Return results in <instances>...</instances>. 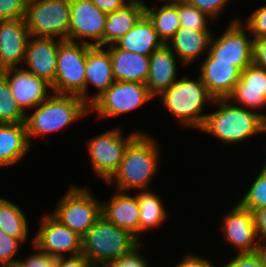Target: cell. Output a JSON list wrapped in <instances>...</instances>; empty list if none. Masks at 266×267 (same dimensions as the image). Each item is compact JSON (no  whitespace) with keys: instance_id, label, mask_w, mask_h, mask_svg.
Listing matches in <instances>:
<instances>
[{"instance_id":"1","label":"cell","mask_w":266,"mask_h":267,"mask_svg":"<svg viewBox=\"0 0 266 267\" xmlns=\"http://www.w3.org/2000/svg\"><path fill=\"white\" fill-rule=\"evenodd\" d=\"M211 106L217 110L207 113L199 130L223 143L239 144L255 134L266 132V114L237 106L228 98L215 99Z\"/></svg>"},{"instance_id":"2","label":"cell","mask_w":266,"mask_h":267,"mask_svg":"<svg viewBox=\"0 0 266 267\" xmlns=\"http://www.w3.org/2000/svg\"><path fill=\"white\" fill-rule=\"evenodd\" d=\"M155 138L143 131L128 145L124 158L113 176L106 182L115 184V190H149L159 168L160 150Z\"/></svg>"},{"instance_id":"3","label":"cell","mask_w":266,"mask_h":267,"mask_svg":"<svg viewBox=\"0 0 266 267\" xmlns=\"http://www.w3.org/2000/svg\"><path fill=\"white\" fill-rule=\"evenodd\" d=\"M158 96L163 107L177 118L178 125L198 130L207 116L203 114L204 104L211 106L215 100L200 76L196 80L183 76Z\"/></svg>"},{"instance_id":"4","label":"cell","mask_w":266,"mask_h":267,"mask_svg":"<svg viewBox=\"0 0 266 267\" xmlns=\"http://www.w3.org/2000/svg\"><path fill=\"white\" fill-rule=\"evenodd\" d=\"M26 114L28 140L32 137L55 133L90 113L89 105L76 95L53 93Z\"/></svg>"},{"instance_id":"5","label":"cell","mask_w":266,"mask_h":267,"mask_svg":"<svg viewBox=\"0 0 266 267\" xmlns=\"http://www.w3.org/2000/svg\"><path fill=\"white\" fill-rule=\"evenodd\" d=\"M140 241L103 215L82 237V253L95 267H104L131 252Z\"/></svg>"},{"instance_id":"6","label":"cell","mask_w":266,"mask_h":267,"mask_svg":"<svg viewBox=\"0 0 266 267\" xmlns=\"http://www.w3.org/2000/svg\"><path fill=\"white\" fill-rule=\"evenodd\" d=\"M24 19L30 36L68 40L70 0H27Z\"/></svg>"},{"instance_id":"7","label":"cell","mask_w":266,"mask_h":267,"mask_svg":"<svg viewBox=\"0 0 266 267\" xmlns=\"http://www.w3.org/2000/svg\"><path fill=\"white\" fill-rule=\"evenodd\" d=\"M91 45L62 40L52 92L80 96L85 101L86 54Z\"/></svg>"},{"instance_id":"8","label":"cell","mask_w":266,"mask_h":267,"mask_svg":"<svg viewBox=\"0 0 266 267\" xmlns=\"http://www.w3.org/2000/svg\"><path fill=\"white\" fill-rule=\"evenodd\" d=\"M89 188L72 185L51 213L63 225L83 237L102 215V202Z\"/></svg>"},{"instance_id":"9","label":"cell","mask_w":266,"mask_h":267,"mask_svg":"<svg viewBox=\"0 0 266 267\" xmlns=\"http://www.w3.org/2000/svg\"><path fill=\"white\" fill-rule=\"evenodd\" d=\"M138 130L125 138L116 127L87 141V152L91 166L102 181L107 182L119 168L128 145L140 134Z\"/></svg>"},{"instance_id":"10","label":"cell","mask_w":266,"mask_h":267,"mask_svg":"<svg viewBox=\"0 0 266 267\" xmlns=\"http://www.w3.org/2000/svg\"><path fill=\"white\" fill-rule=\"evenodd\" d=\"M146 84L138 82L115 81L90 106V114L98 117H116L131 112L153 99Z\"/></svg>"},{"instance_id":"11","label":"cell","mask_w":266,"mask_h":267,"mask_svg":"<svg viewBox=\"0 0 266 267\" xmlns=\"http://www.w3.org/2000/svg\"><path fill=\"white\" fill-rule=\"evenodd\" d=\"M242 22L235 17L218 38L213 33L209 53L217 61L234 62L243 71L253 64V38L248 37Z\"/></svg>"},{"instance_id":"12","label":"cell","mask_w":266,"mask_h":267,"mask_svg":"<svg viewBox=\"0 0 266 267\" xmlns=\"http://www.w3.org/2000/svg\"><path fill=\"white\" fill-rule=\"evenodd\" d=\"M39 222L40 228L32 239L33 245L39 250L56 258L82 253V237L52 214L43 215Z\"/></svg>"},{"instance_id":"13","label":"cell","mask_w":266,"mask_h":267,"mask_svg":"<svg viewBox=\"0 0 266 267\" xmlns=\"http://www.w3.org/2000/svg\"><path fill=\"white\" fill-rule=\"evenodd\" d=\"M107 13L92 0H70V26L68 41L103 47V34ZM83 38L91 39L88 41Z\"/></svg>"},{"instance_id":"14","label":"cell","mask_w":266,"mask_h":267,"mask_svg":"<svg viewBox=\"0 0 266 267\" xmlns=\"http://www.w3.org/2000/svg\"><path fill=\"white\" fill-rule=\"evenodd\" d=\"M0 73L8 80L12 97L25 114L52 94L48 92L52 91L51 84L31 74L23 67L7 68Z\"/></svg>"},{"instance_id":"15","label":"cell","mask_w":266,"mask_h":267,"mask_svg":"<svg viewBox=\"0 0 266 267\" xmlns=\"http://www.w3.org/2000/svg\"><path fill=\"white\" fill-rule=\"evenodd\" d=\"M227 213L221 225L225 240L237 248L239 254L256 252L258 239L253 213L238 202Z\"/></svg>"},{"instance_id":"16","label":"cell","mask_w":266,"mask_h":267,"mask_svg":"<svg viewBox=\"0 0 266 267\" xmlns=\"http://www.w3.org/2000/svg\"><path fill=\"white\" fill-rule=\"evenodd\" d=\"M61 39L30 36L26 45L24 66L28 72L49 84L55 80L57 54Z\"/></svg>"},{"instance_id":"17","label":"cell","mask_w":266,"mask_h":267,"mask_svg":"<svg viewBox=\"0 0 266 267\" xmlns=\"http://www.w3.org/2000/svg\"><path fill=\"white\" fill-rule=\"evenodd\" d=\"M241 74L242 70L234 62L217 61L209 52L200 64L199 76L215 99L228 98Z\"/></svg>"},{"instance_id":"18","label":"cell","mask_w":266,"mask_h":267,"mask_svg":"<svg viewBox=\"0 0 266 267\" xmlns=\"http://www.w3.org/2000/svg\"><path fill=\"white\" fill-rule=\"evenodd\" d=\"M29 37L24 18L0 21V72L24 62Z\"/></svg>"},{"instance_id":"19","label":"cell","mask_w":266,"mask_h":267,"mask_svg":"<svg viewBox=\"0 0 266 267\" xmlns=\"http://www.w3.org/2000/svg\"><path fill=\"white\" fill-rule=\"evenodd\" d=\"M228 99L246 109H264L266 106V69L254 64L242 71ZM238 103V104H237Z\"/></svg>"},{"instance_id":"20","label":"cell","mask_w":266,"mask_h":267,"mask_svg":"<svg viewBox=\"0 0 266 267\" xmlns=\"http://www.w3.org/2000/svg\"><path fill=\"white\" fill-rule=\"evenodd\" d=\"M114 82L109 50L101 46H91L86 54L85 102L90 106ZM90 84L98 90L94 95L87 93Z\"/></svg>"},{"instance_id":"21","label":"cell","mask_w":266,"mask_h":267,"mask_svg":"<svg viewBox=\"0 0 266 267\" xmlns=\"http://www.w3.org/2000/svg\"><path fill=\"white\" fill-rule=\"evenodd\" d=\"M117 191L109 201L102 202V215L120 229L126 230L139 240L140 206L135 196Z\"/></svg>"},{"instance_id":"22","label":"cell","mask_w":266,"mask_h":267,"mask_svg":"<svg viewBox=\"0 0 266 267\" xmlns=\"http://www.w3.org/2000/svg\"><path fill=\"white\" fill-rule=\"evenodd\" d=\"M177 59L167 44L149 56L150 68L145 84L154 97L169 89L178 80Z\"/></svg>"},{"instance_id":"23","label":"cell","mask_w":266,"mask_h":267,"mask_svg":"<svg viewBox=\"0 0 266 267\" xmlns=\"http://www.w3.org/2000/svg\"><path fill=\"white\" fill-rule=\"evenodd\" d=\"M115 81L146 83L149 74V56L120 49L116 44L107 46Z\"/></svg>"},{"instance_id":"24","label":"cell","mask_w":266,"mask_h":267,"mask_svg":"<svg viewBox=\"0 0 266 267\" xmlns=\"http://www.w3.org/2000/svg\"><path fill=\"white\" fill-rule=\"evenodd\" d=\"M212 31H197L180 27L167 46L178 57L183 67L192 64L198 56L209 52ZM170 43V44H169ZM172 44V45H171Z\"/></svg>"},{"instance_id":"25","label":"cell","mask_w":266,"mask_h":267,"mask_svg":"<svg viewBox=\"0 0 266 267\" xmlns=\"http://www.w3.org/2000/svg\"><path fill=\"white\" fill-rule=\"evenodd\" d=\"M120 49L150 56L164 45L153 23L144 14L122 38L115 43Z\"/></svg>"},{"instance_id":"26","label":"cell","mask_w":266,"mask_h":267,"mask_svg":"<svg viewBox=\"0 0 266 267\" xmlns=\"http://www.w3.org/2000/svg\"><path fill=\"white\" fill-rule=\"evenodd\" d=\"M144 14L145 6L142 0H132L126 6L108 13L103 34V47L115 44Z\"/></svg>"},{"instance_id":"27","label":"cell","mask_w":266,"mask_h":267,"mask_svg":"<svg viewBox=\"0 0 266 267\" xmlns=\"http://www.w3.org/2000/svg\"><path fill=\"white\" fill-rule=\"evenodd\" d=\"M30 147L25 124L0 123V167L15 165Z\"/></svg>"},{"instance_id":"28","label":"cell","mask_w":266,"mask_h":267,"mask_svg":"<svg viewBox=\"0 0 266 267\" xmlns=\"http://www.w3.org/2000/svg\"><path fill=\"white\" fill-rule=\"evenodd\" d=\"M136 198L140 206L139 241L141 242V234L146 230L160 227L166 219L167 212L158 194L150 190H140Z\"/></svg>"},{"instance_id":"29","label":"cell","mask_w":266,"mask_h":267,"mask_svg":"<svg viewBox=\"0 0 266 267\" xmlns=\"http://www.w3.org/2000/svg\"><path fill=\"white\" fill-rule=\"evenodd\" d=\"M28 219L24 211L14 202L0 197V229L22 243L28 237Z\"/></svg>"},{"instance_id":"30","label":"cell","mask_w":266,"mask_h":267,"mask_svg":"<svg viewBox=\"0 0 266 267\" xmlns=\"http://www.w3.org/2000/svg\"><path fill=\"white\" fill-rule=\"evenodd\" d=\"M143 3L145 6V15L153 23L159 38L164 44H167L181 27L177 6L175 4H164L160 8H149L144 1Z\"/></svg>"},{"instance_id":"31","label":"cell","mask_w":266,"mask_h":267,"mask_svg":"<svg viewBox=\"0 0 266 267\" xmlns=\"http://www.w3.org/2000/svg\"><path fill=\"white\" fill-rule=\"evenodd\" d=\"M26 114L12 97L8 80L0 73V123L25 124Z\"/></svg>"},{"instance_id":"32","label":"cell","mask_w":266,"mask_h":267,"mask_svg":"<svg viewBox=\"0 0 266 267\" xmlns=\"http://www.w3.org/2000/svg\"><path fill=\"white\" fill-rule=\"evenodd\" d=\"M178 9L180 26L197 31H211L208 25V19L212 21L208 14L200 11L187 0L175 4Z\"/></svg>"},{"instance_id":"33","label":"cell","mask_w":266,"mask_h":267,"mask_svg":"<svg viewBox=\"0 0 266 267\" xmlns=\"http://www.w3.org/2000/svg\"><path fill=\"white\" fill-rule=\"evenodd\" d=\"M242 207L253 212L266 207V162L250 188L238 202Z\"/></svg>"},{"instance_id":"34","label":"cell","mask_w":266,"mask_h":267,"mask_svg":"<svg viewBox=\"0 0 266 267\" xmlns=\"http://www.w3.org/2000/svg\"><path fill=\"white\" fill-rule=\"evenodd\" d=\"M23 244L19 239L11 237L0 229V267L17 265L19 257L14 259Z\"/></svg>"},{"instance_id":"35","label":"cell","mask_w":266,"mask_h":267,"mask_svg":"<svg viewBox=\"0 0 266 267\" xmlns=\"http://www.w3.org/2000/svg\"><path fill=\"white\" fill-rule=\"evenodd\" d=\"M244 22L247 32L253 35L251 36L253 39L266 37V5L252 12Z\"/></svg>"},{"instance_id":"36","label":"cell","mask_w":266,"mask_h":267,"mask_svg":"<svg viewBox=\"0 0 266 267\" xmlns=\"http://www.w3.org/2000/svg\"><path fill=\"white\" fill-rule=\"evenodd\" d=\"M27 0H0V21L24 18Z\"/></svg>"},{"instance_id":"37","label":"cell","mask_w":266,"mask_h":267,"mask_svg":"<svg viewBox=\"0 0 266 267\" xmlns=\"http://www.w3.org/2000/svg\"><path fill=\"white\" fill-rule=\"evenodd\" d=\"M32 246L36 252H33L30 256L28 255L24 258L25 260L20 258L17 262L18 267H55L56 257L46 254L34 245Z\"/></svg>"},{"instance_id":"38","label":"cell","mask_w":266,"mask_h":267,"mask_svg":"<svg viewBox=\"0 0 266 267\" xmlns=\"http://www.w3.org/2000/svg\"><path fill=\"white\" fill-rule=\"evenodd\" d=\"M140 244L123 257L112 261L104 267H150L148 260L140 255Z\"/></svg>"},{"instance_id":"39","label":"cell","mask_w":266,"mask_h":267,"mask_svg":"<svg viewBox=\"0 0 266 267\" xmlns=\"http://www.w3.org/2000/svg\"><path fill=\"white\" fill-rule=\"evenodd\" d=\"M193 6L197 7L200 11L208 14L211 18L216 19L221 15L226 4L230 0H187Z\"/></svg>"},{"instance_id":"40","label":"cell","mask_w":266,"mask_h":267,"mask_svg":"<svg viewBox=\"0 0 266 267\" xmlns=\"http://www.w3.org/2000/svg\"><path fill=\"white\" fill-rule=\"evenodd\" d=\"M224 267H265L259 256L254 253L237 254Z\"/></svg>"},{"instance_id":"41","label":"cell","mask_w":266,"mask_h":267,"mask_svg":"<svg viewBox=\"0 0 266 267\" xmlns=\"http://www.w3.org/2000/svg\"><path fill=\"white\" fill-rule=\"evenodd\" d=\"M55 267H95L83 254L56 258Z\"/></svg>"},{"instance_id":"42","label":"cell","mask_w":266,"mask_h":267,"mask_svg":"<svg viewBox=\"0 0 266 267\" xmlns=\"http://www.w3.org/2000/svg\"><path fill=\"white\" fill-rule=\"evenodd\" d=\"M253 64L266 69V37L253 39Z\"/></svg>"},{"instance_id":"43","label":"cell","mask_w":266,"mask_h":267,"mask_svg":"<svg viewBox=\"0 0 266 267\" xmlns=\"http://www.w3.org/2000/svg\"><path fill=\"white\" fill-rule=\"evenodd\" d=\"M252 213L257 239L266 240V207L256 209Z\"/></svg>"},{"instance_id":"44","label":"cell","mask_w":266,"mask_h":267,"mask_svg":"<svg viewBox=\"0 0 266 267\" xmlns=\"http://www.w3.org/2000/svg\"><path fill=\"white\" fill-rule=\"evenodd\" d=\"M186 255L187 256L183 257V259L173 267H214L212 264L213 261L211 262L209 259L194 254Z\"/></svg>"},{"instance_id":"45","label":"cell","mask_w":266,"mask_h":267,"mask_svg":"<svg viewBox=\"0 0 266 267\" xmlns=\"http://www.w3.org/2000/svg\"><path fill=\"white\" fill-rule=\"evenodd\" d=\"M132 0H92L101 11L112 13L130 3Z\"/></svg>"},{"instance_id":"46","label":"cell","mask_w":266,"mask_h":267,"mask_svg":"<svg viewBox=\"0 0 266 267\" xmlns=\"http://www.w3.org/2000/svg\"><path fill=\"white\" fill-rule=\"evenodd\" d=\"M260 242H263V243H260ZM255 253L259 256V258L262 260V262L264 263L266 267V240H258Z\"/></svg>"},{"instance_id":"47","label":"cell","mask_w":266,"mask_h":267,"mask_svg":"<svg viewBox=\"0 0 266 267\" xmlns=\"http://www.w3.org/2000/svg\"><path fill=\"white\" fill-rule=\"evenodd\" d=\"M180 1H184V0H169V1L167 0L168 3H166V4H176V3L180 2Z\"/></svg>"}]
</instances>
